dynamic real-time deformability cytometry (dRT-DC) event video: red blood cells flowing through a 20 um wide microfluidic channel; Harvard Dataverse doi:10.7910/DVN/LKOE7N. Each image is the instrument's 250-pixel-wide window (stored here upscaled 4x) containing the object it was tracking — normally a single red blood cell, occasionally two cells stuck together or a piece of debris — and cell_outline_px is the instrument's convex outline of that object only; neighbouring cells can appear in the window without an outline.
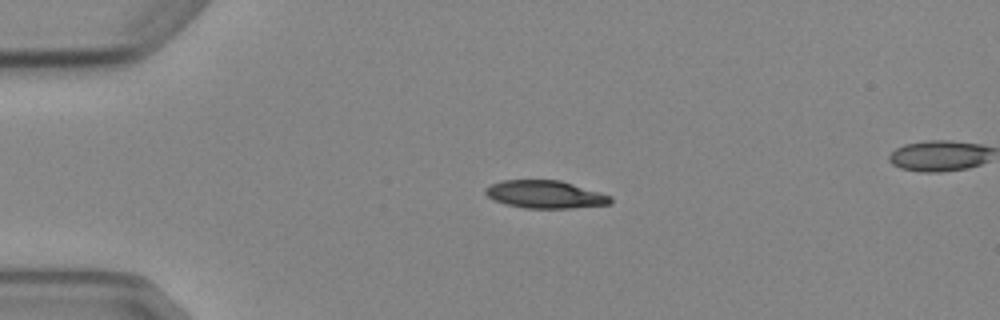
{"species": "Egyptian fruit bat (a non-hibernating species)", "species_latin": "Rousettus aegyptiacus", "temperature_condition": "cold", "stored_images_in_passage": 3, "segment_of_instrument_passage": [1, 2], "camera_frame_rate_fps": 3000, "um_per_image_px": 0.085, "animal": {"sex": "female"}, "frame": {"image": 1, "passage_image": 1, "time_ms": 0.0, "image_size_px": [1000, 320], "cell_outline_px": [[612, 204], [572, 208], [524, 208], [504, 204], [492, 200], [484, 192], [484, 188], [500, 180], [560, 180], [600, 192], [612, 196]], "centroid_in_image_um": [46.33, 16.53], "position_along_channel_um": 38.7, "area_um2": 20.4}}